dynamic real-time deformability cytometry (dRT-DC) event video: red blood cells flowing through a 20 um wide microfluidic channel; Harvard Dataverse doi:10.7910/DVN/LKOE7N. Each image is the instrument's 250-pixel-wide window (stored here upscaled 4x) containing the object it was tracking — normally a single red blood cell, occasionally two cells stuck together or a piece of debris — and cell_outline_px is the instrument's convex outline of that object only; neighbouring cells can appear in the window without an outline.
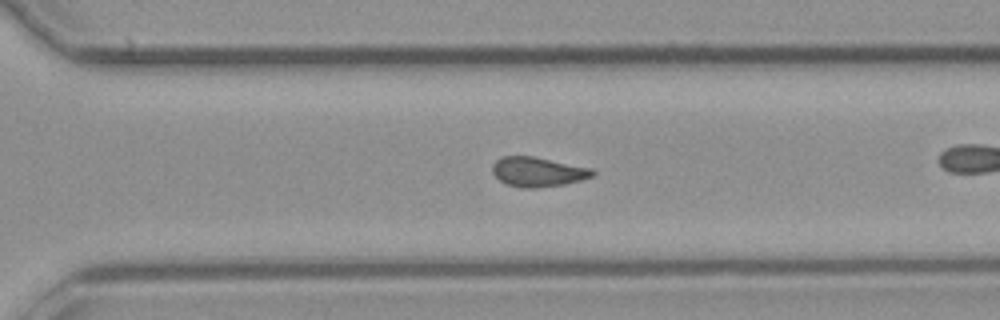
{"species": "common noctule bat (a hibernating species)", "species_latin": "Nyctalus noctula", "temperature_condition": "cold", "stored_images_in_passage": 43, "camera_frame_rate_fps": 3000, "um_per_image_px": 0.085, "animal": {"sex": "male", "body_mass_g": 23.1, "forearm_length_mm": 52.7}, "frame": {"image": 1, "passage_image": 37, "time_ms": 12.0, "image_size_px": [1000, 320], "cell_outline_px": [[596, 172], [592, 176], [580, 180], [564, 184], [536, 188], [524, 188], [508, 184], [500, 180], [492, 172], [492, 164], [496, 160], [504, 156], [532, 156], [592, 168]], "centroid_in_image_um": [45.71, 14.6], "position_along_channel_um": 324.9, "area_um2": 17.11}}